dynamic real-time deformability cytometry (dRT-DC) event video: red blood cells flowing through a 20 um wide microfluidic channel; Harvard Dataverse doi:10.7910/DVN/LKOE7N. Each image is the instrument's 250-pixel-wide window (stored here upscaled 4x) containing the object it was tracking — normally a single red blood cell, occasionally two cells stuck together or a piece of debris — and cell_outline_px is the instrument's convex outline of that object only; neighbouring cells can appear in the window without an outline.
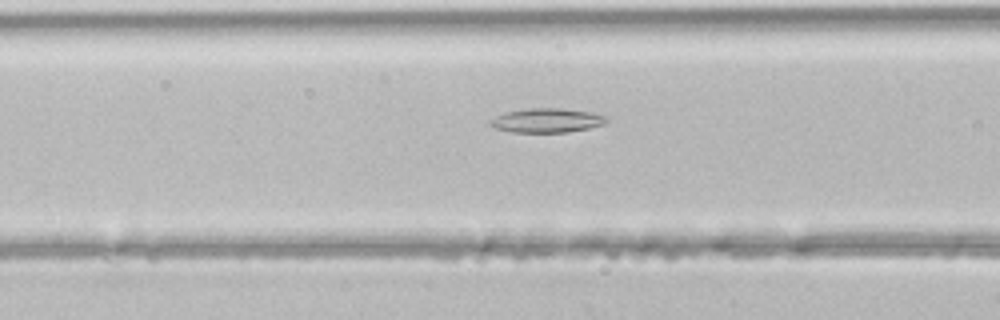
{"species": "common noctule bat (a hibernating species)", "species_latin": "Nyctalus noctula", "temperature_condition": "room temperature", "stored_images_in_passage": 35, "segment_of_instrument_passage": [1, 2], "camera_frame_rate_fps": 3000, "um_per_image_px": 0.085, "animal": {"sex": "male", "body_mass_g": 21.5, "forearm_length_mm": 52.0}, "frame": {"image": 1, "passage_image": 6, "time_ms": 1.667, "image_size_px": [1000, 320], "cell_outline_px": [[608, 120], [604, 124], [588, 128], [568, 132], [512, 132], [496, 128], [488, 124], [488, 120], [504, 112], [528, 108], [560, 108], [592, 112], [608, 116]], "centroid_in_image_um": [46.48, 10.23], "position_along_channel_um": 120.1, "area_um2": 16.53}}
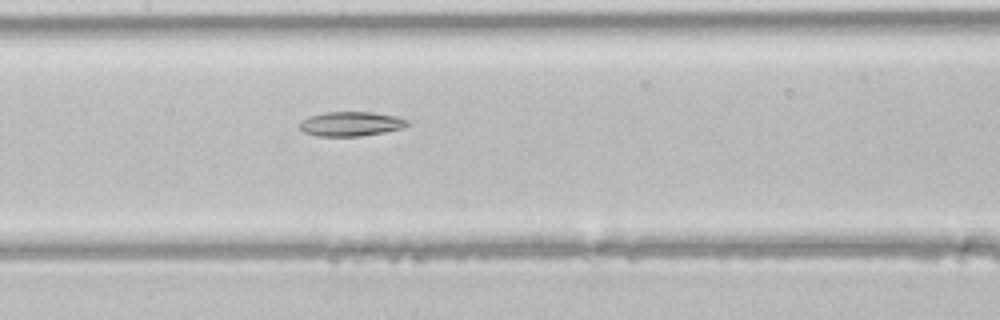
{"frame": {"image": 2, "passage_image": 10, "time_ms": 3.0, "image_size_px": [1000, 320], "cell_outline_px": [[408, 124], [400, 128], [384, 132], [360, 136], [316, 136], [304, 132], [296, 124], [300, 120], [308, 116], [324, 112], [372, 112], [396, 116], [408, 120]], "centroid_in_image_um": [29.74, 10.52], "position_along_channel_um": 177.7, "area_um2": 15.43}}
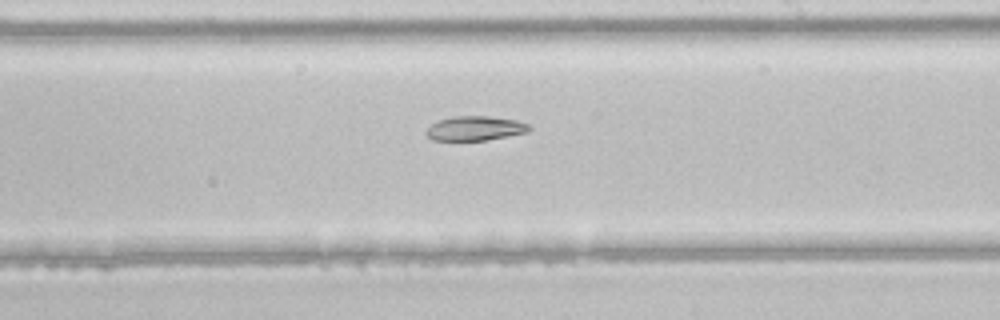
{"frame": {"image": 3, "passage_image": 15, "time_ms": 4.667, "image_size_px": [1000, 320], "cell_outline_px": [[532, 128], [528, 132], [508, 136], [484, 140], [432, 140], [424, 132], [436, 120], [452, 116], [488, 116], [516, 120], [528, 124]], "centroid_in_image_um": [40.37, 10.9], "position_along_channel_um": 248.6, "area_um2": 14.68}}